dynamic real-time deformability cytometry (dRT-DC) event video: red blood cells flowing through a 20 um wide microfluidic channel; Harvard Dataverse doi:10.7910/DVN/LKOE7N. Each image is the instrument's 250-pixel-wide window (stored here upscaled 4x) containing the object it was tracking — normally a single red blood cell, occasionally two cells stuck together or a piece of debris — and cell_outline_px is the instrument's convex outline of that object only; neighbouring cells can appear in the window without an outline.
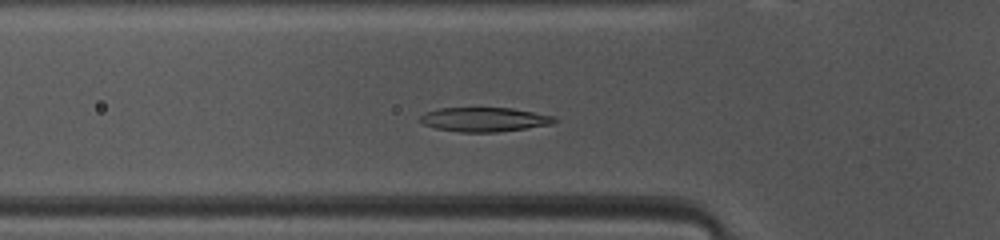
{"species": "common noctule bat (a hibernating species)", "species_latin": "Nyctalus noctula", "temperature_condition": "warm", "stored_images_in_passage": 35, "camera_frame_rate_fps": 3000, "um_per_image_px": 0.085, "animal": {"sex": "female", "body_mass_g": 10.0, "forearm_length_mm": 53.1}, "frame": {"image": 1, "passage_image": 2, "time_ms": 0.333, "image_size_px": [1000, 240], "cell_outline_px": [[556, 120], [552, 124], [496, 132], [460, 132], [436, 128], [424, 124], [420, 120], [420, 116], [424, 112], [440, 108], [512, 108], [556, 116]], "centroid_in_image_um": [41.16, 10.15], "position_along_channel_um": 84.6, "area_um2": 18.84}}
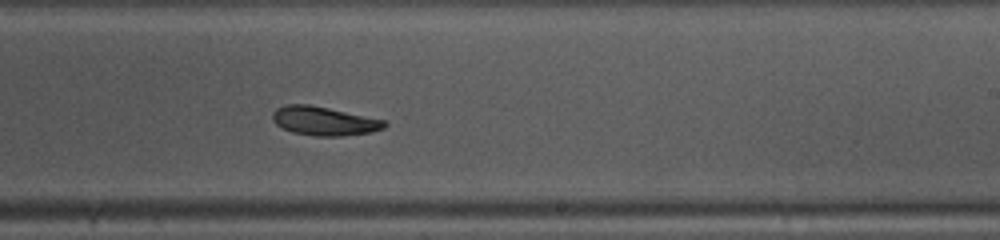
{"frame": {"image": 2, "passage_image": 15, "time_ms": 4.667, "image_size_px": [1000, 240], "cell_outline_px": [[388, 124], [384, 128], [372, 132], [340, 136], [316, 136], [292, 132], [276, 124], [272, 120], [272, 112], [276, 108], [288, 104], [308, 104], [328, 108], [384, 120]], "centroid_in_image_um": [27.53, 10.28], "position_along_channel_um": 261.5, "area_um2": 18.67}}
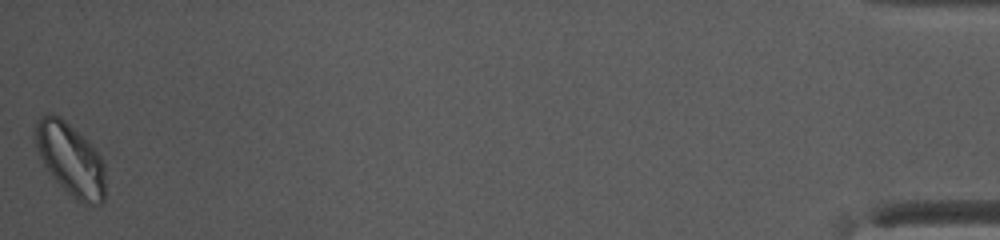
{"frame": {"image": 3, "passage_image": 35, "time_ms": 11.333, "image_size_px": [1000, 240], "cell_outline_px": [[104, 200], [100, 204], [84, 204], [76, 200], [52, 176], [44, 164], [36, 148], [32, 136], [36, 124], [40, 116], [48, 112], [52, 112], [60, 116], [88, 140], [100, 156], [104, 164]], "centroid_in_image_um": [5.96, 13.49], "position_along_channel_um": 429.2, "area_um2": 29.65}}